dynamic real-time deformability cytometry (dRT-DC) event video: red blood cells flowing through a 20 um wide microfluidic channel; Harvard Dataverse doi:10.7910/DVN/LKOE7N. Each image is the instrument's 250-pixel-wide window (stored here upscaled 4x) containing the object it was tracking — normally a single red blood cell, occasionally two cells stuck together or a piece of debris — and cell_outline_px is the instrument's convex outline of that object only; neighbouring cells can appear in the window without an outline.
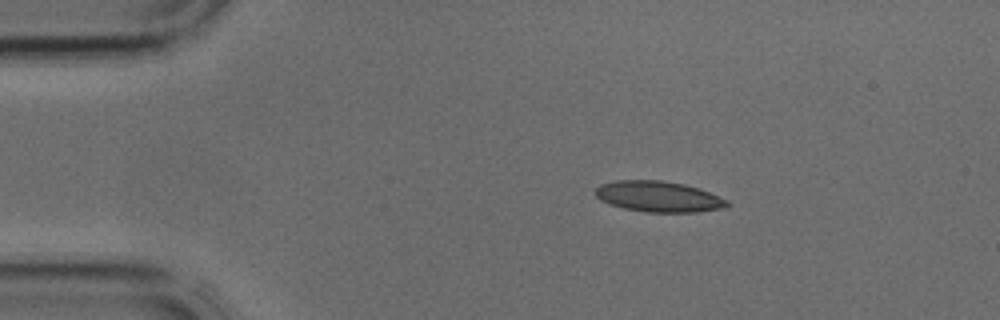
{"species": "common noctule bat (a hibernating species)", "species_latin": "Nyctalus noctula", "temperature_condition": "cold", "stored_images_in_passage": 2, "camera_frame_rate_fps": 3000, "um_per_image_px": 0.085, "animal": {"sex": "male", "body_mass_g": 17.9, "forearm_length_mm": 54.2}, "frame": {"image": 1, "passage_image": 1, "time_ms": 0.0, "image_size_px": [1000, 320], "cell_outline_px": [[728, 208], [696, 212], [648, 212], [624, 208], [608, 204], [600, 200], [596, 196], [596, 188], [600, 184], [616, 180], [660, 180], [684, 184], [708, 192], [728, 200]], "centroid_in_image_um": [55.96, 16.71], "position_along_channel_um": 29.0, "area_um2": 23.58}}